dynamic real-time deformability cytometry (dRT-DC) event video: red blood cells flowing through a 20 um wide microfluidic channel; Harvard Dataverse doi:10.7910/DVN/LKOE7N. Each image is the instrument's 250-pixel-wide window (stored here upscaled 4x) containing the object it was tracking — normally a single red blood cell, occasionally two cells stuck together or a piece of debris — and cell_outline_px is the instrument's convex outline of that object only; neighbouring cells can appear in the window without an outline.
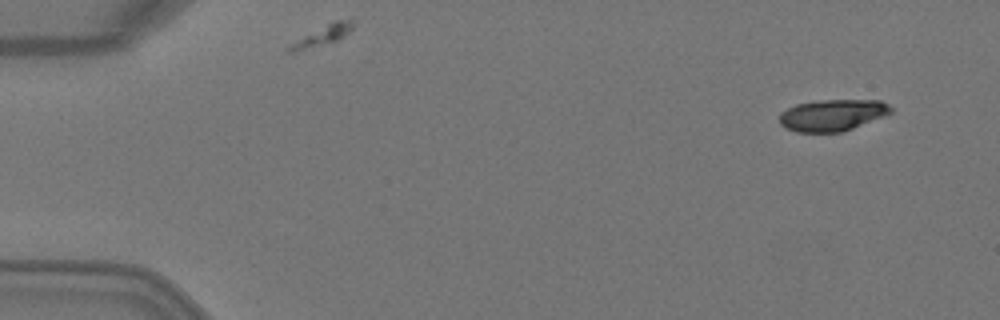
{"species": "Egyptian fruit bat (a non-hibernating species)", "species_latin": "Rousettus aegyptiacus", "temperature_condition": "warm", "stored_images_in_passage": 3, "camera_frame_rate_fps": 3000, "um_per_image_px": 0.085, "animal": {"sex": "female"}, "frame": {"image": 1, "passage_image": 1, "time_ms": 0.0, "image_size_px": [1000, 320], "cell_outline_px": [[892, 112], [884, 116], [844, 132], [796, 132], [780, 124], [780, 112], [796, 104], [820, 100], [880, 100], [888, 104], [892, 108]], "centroid_in_image_um": [70.77, 9.78], "position_along_channel_um": 14.2, "area_um2": 20.52}}